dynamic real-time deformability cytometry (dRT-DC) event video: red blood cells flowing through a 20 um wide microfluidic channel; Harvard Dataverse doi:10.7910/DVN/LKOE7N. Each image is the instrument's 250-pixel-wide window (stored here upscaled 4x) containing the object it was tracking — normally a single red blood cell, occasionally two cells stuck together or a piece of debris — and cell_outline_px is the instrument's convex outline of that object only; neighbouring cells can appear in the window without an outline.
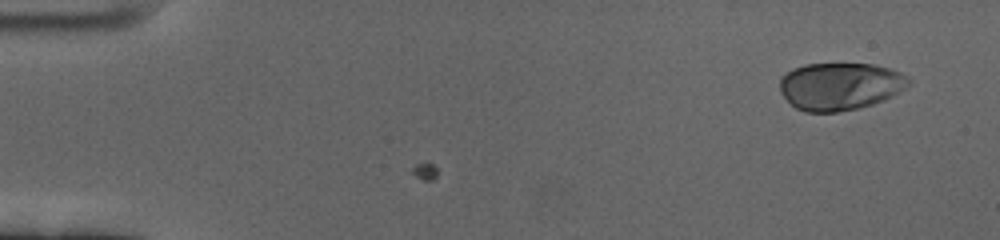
{"species": "human", "species_latin": "Homo sapiens", "temperature_condition": "cold", "stored_images_in_passage": 4, "camera_frame_rate_fps": 3000, "um_per_image_px": 0.085, "donor": {"sex": "female"}, "frame": {"image": 1, "passage_image": 1, "time_ms": 0.0, "image_size_px": [1000, 240], "cell_outline_px": [[912, 84], [892, 96], [884, 100], [860, 108], [836, 112], [804, 112], [796, 108], [780, 92], [780, 76], [792, 68], [804, 64], [872, 64], [888, 68], [900, 72], [908, 76], [912, 80]], "centroid_in_image_um": [71.41, 7.33], "position_along_channel_um": 13.6, "area_um2": 35.95}}